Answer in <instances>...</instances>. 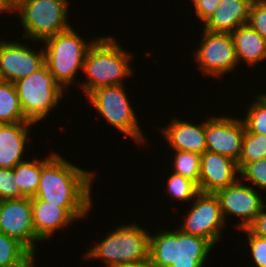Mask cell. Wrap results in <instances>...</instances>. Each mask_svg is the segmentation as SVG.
Returning a JSON list of instances; mask_svg holds the SVG:
<instances>
[{
	"label": "cell",
	"mask_w": 266,
	"mask_h": 267,
	"mask_svg": "<svg viewBox=\"0 0 266 267\" xmlns=\"http://www.w3.org/2000/svg\"><path fill=\"white\" fill-rule=\"evenodd\" d=\"M95 171L70 163L56 152L41 159L39 187L35 197L59 207H92Z\"/></svg>",
	"instance_id": "cell-1"
},
{
	"label": "cell",
	"mask_w": 266,
	"mask_h": 267,
	"mask_svg": "<svg viewBox=\"0 0 266 267\" xmlns=\"http://www.w3.org/2000/svg\"><path fill=\"white\" fill-rule=\"evenodd\" d=\"M113 36L99 37L85 55L83 74L87 80L78 84L86 96L101 87L124 84L126 77L134 72L130 62L134 53L122 47Z\"/></svg>",
	"instance_id": "cell-2"
},
{
	"label": "cell",
	"mask_w": 266,
	"mask_h": 267,
	"mask_svg": "<svg viewBox=\"0 0 266 267\" xmlns=\"http://www.w3.org/2000/svg\"><path fill=\"white\" fill-rule=\"evenodd\" d=\"M150 234L149 260L154 267H204L213 245L180 229Z\"/></svg>",
	"instance_id": "cell-3"
},
{
	"label": "cell",
	"mask_w": 266,
	"mask_h": 267,
	"mask_svg": "<svg viewBox=\"0 0 266 267\" xmlns=\"http://www.w3.org/2000/svg\"><path fill=\"white\" fill-rule=\"evenodd\" d=\"M98 38L96 36L87 42L71 26L42 42L45 44L43 45L45 64L66 93L69 92L68 88L76 79L77 74L80 71L83 72L85 55Z\"/></svg>",
	"instance_id": "cell-4"
},
{
	"label": "cell",
	"mask_w": 266,
	"mask_h": 267,
	"mask_svg": "<svg viewBox=\"0 0 266 267\" xmlns=\"http://www.w3.org/2000/svg\"><path fill=\"white\" fill-rule=\"evenodd\" d=\"M135 222L117 226L83 255L85 260H101L106 267L149 260L150 233Z\"/></svg>",
	"instance_id": "cell-5"
},
{
	"label": "cell",
	"mask_w": 266,
	"mask_h": 267,
	"mask_svg": "<svg viewBox=\"0 0 266 267\" xmlns=\"http://www.w3.org/2000/svg\"><path fill=\"white\" fill-rule=\"evenodd\" d=\"M68 0H21L12 7V13L19 16L24 40L45 41L71 27L68 23Z\"/></svg>",
	"instance_id": "cell-6"
},
{
	"label": "cell",
	"mask_w": 266,
	"mask_h": 267,
	"mask_svg": "<svg viewBox=\"0 0 266 267\" xmlns=\"http://www.w3.org/2000/svg\"><path fill=\"white\" fill-rule=\"evenodd\" d=\"M14 85L25 118L34 124L43 121L65 97L63 95L68 94L56 82L45 63Z\"/></svg>",
	"instance_id": "cell-7"
},
{
	"label": "cell",
	"mask_w": 266,
	"mask_h": 267,
	"mask_svg": "<svg viewBox=\"0 0 266 267\" xmlns=\"http://www.w3.org/2000/svg\"><path fill=\"white\" fill-rule=\"evenodd\" d=\"M125 84L98 88L87 95V100L95 107L107 123L143 145L147 140L140 127L135 109L127 96ZM142 130V131H141Z\"/></svg>",
	"instance_id": "cell-8"
},
{
	"label": "cell",
	"mask_w": 266,
	"mask_h": 267,
	"mask_svg": "<svg viewBox=\"0 0 266 267\" xmlns=\"http://www.w3.org/2000/svg\"><path fill=\"white\" fill-rule=\"evenodd\" d=\"M202 31V39L193 54L197 69L202 75L217 80L229 72H235L240 65L231 33Z\"/></svg>",
	"instance_id": "cell-9"
},
{
	"label": "cell",
	"mask_w": 266,
	"mask_h": 267,
	"mask_svg": "<svg viewBox=\"0 0 266 267\" xmlns=\"http://www.w3.org/2000/svg\"><path fill=\"white\" fill-rule=\"evenodd\" d=\"M191 208L183 216L178 229L208 240L213 246L221 240L222 228L227 224L223 218L220 201L215 193L199 192Z\"/></svg>",
	"instance_id": "cell-10"
},
{
	"label": "cell",
	"mask_w": 266,
	"mask_h": 267,
	"mask_svg": "<svg viewBox=\"0 0 266 267\" xmlns=\"http://www.w3.org/2000/svg\"><path fill=\"white\" fill-rule=\"evenodd\" d=\"M261 191L254 189L240 178L232 185L219 189L215 194L219 198L220 206L225 222L228 216L239 218L235 227L239 230L247 228L255 217L266 206Z\"/></svg>",
	"instance_id": "cell-11"
},
{
	"label": "cell",
	"mask_w": 266,
	"mask_h": 267,
	"mask_svg": "<svg viewBox=\"0 0 266 267\" xmlns=\"http://www.w3.org/2000/svg\"><path fill=\"white\" fill-rule=\"evenodd\" d=\"M0 232L17 239L35 257L37 238L33 225L30 197L0 201Z\"/></svg>",
	"instance_id": "cell-12"
},
{
	"label": "cell",
	"mask_w": 266,
	"mask_h": 267,
	"mask_svg": "<svg viewBox=\"0 0 266 267\" xmlns=\"http://www.w3.org/2000/svg\"><path fill=\"white\" fill-rule=\"evenodd\" d=\"M245 134L242 118L213 116L205 120V141L207 149L213 153L239 160Z\"/></svg>",
	"instance_id": "cell-13"
},
{
	"label": "cell",
	"mask_w": 266,
	"mask_h": 267,
	"mask_svg": "<svg viewBox=\"0 0 266 267\" xmlns=\"http://www.w3.org/2000/svg\"><path fill=\"white\" fill-rule=\"evenodd\" d=\"M33 51L28 44L15 41H0V78L8 82L29 76L44 63V50Z\"/></svg>",
	"instance_id": "cell-14"
},
{
	"label": "cell",
	"mask_w": 266,
	"mask_h": 267,
	"mask_svg": "<svg viewBox=\"0 0 266 267\" xmlns=\"http://www.w3.org/2000/svg\"><path fill=\"white\" fill-rule=\"evenodd\" d=\"M32 217L35 233L40 241L51 239L57 230L62 229L78 219L88 217L92 207H59L38 198H31Z\"/></svg>",
	"instance_id": "cell-15"
},
{
	"label": "cell",
	"mask_w": 266,
	"mask_h": 267,
	"mask_svg": "<svg viewBox=\"0 0 266 267\" xmlns=\"http://www.w3.org/2000/svg\"><path fill=\"white\" fill-rule=\"evenodd\" d=\"M237 162L221 154L205 151L201 154L199 191L216 193L234 184L240 177Z\"/></svg>",
	"instance_id": "cell-16"
},
{
	"label": "cell",
	"mask_w": 266,
	"mask_h": 267,
	"mask_svg": "<svg viewBox=\"0 0 266 267\" xmlns=\"http://www.w3.org/2000/svg\"><path fill=\"white\" fill-rule=\"evenodd\" d=\"M165 126L160 127L159 130L171 149L197 154H203L206 151L205 121L193 124V122L174 118Z\"/></svg>",
	"instance_id": "cell-17"
},
{
	"label": "cell",
	"mask_w": 266,
	"mask_h": 267,
	"mask_svg": "<svg viewBox=\"0 0 266 267\" xmlns=\"http://www.w3.org/2000/svg\"><path fill=\"white\" fill-rule=\"evenodd\" d=\"M33 125L32 122L0 124V168L13 169L17 164L28 160L23 156Z\"/></svg>",
	"instance_id": "cell-18"
},
{
	"label": "cell",
	"mask_w": 266,
	"mask_h": 267,
	"mask_svg": "<svg viewBox=\"0 0 266 267\" xmlns=\"http://www.w3.org/2000/svg\"><path fill=\"white\" fill-rule=\"evenodd\" d=\"M252 0H221L215 12L203 24L210 32L232 33L247 24Z\"/></svg>",
	"instance_id": "cell-19"
},
{
	"label": "cell",
	"mask_w": 266,
	"mask_h": 267,
	"mask_svg": "<svg viewBox=\"0 0 266 267\" xmlns=\"http://www.w3.org/2000/svg\"><path fill=\"white\" fill-rule=\"evenodd\" d=\"M231 35L239 64L244 61L254 68L256 64L266 60V40L251 26L243 24Z\"/></svg>",
	"instance_id": "cell-20"
},
{
	"label": "cell",
	"mask_w": 266,
	"mask_h": 267,
	"mask_svg": "<svg viewBox=\"0 0 266 267\" xmlns=\"http://www.w3.org/2000/svg\"><path fill=\"white\" fill-rule=\"evenodd\" d=\"M29 122L22 110L14 83L0 80V124Z\"/></svg>",
	"instance_id": "cell-21"
},
{
	"label": "cell",
	"mask_w": 266,
	"mask_h": 267,
	"mask_svg": "<svg viewBox=\"0 0 266 267\" xmlns=\"http://www.w3.org/2000/svg\"><path fill=\"white\" fill-rule=\"evenodd\" d=\"M34 260L22 243L0 232V267H28Z\"/></svg>",
	"instance_id": "cell-22"
},
{
	"label": "cell",
	"mask_w": 266,
	"mask_h": 267,
	"mask_svg": "<svg viewBox=\"0 0 266 267\" xmlns=\"http://www.w3.org/2000/svg\"><path fill=\"white\" fill-rule=\"evenodd\" d=\"M17 186L24 197H35L40 181L41 158L26 160L17 164L14 168Z\"/></svg>",
	"instance_id": "cell-23"
},
{
	"label": "cell",
	"mask_w": 266,
	"mask_h": 267,
	"mask_svg": "<svg viewBox=\"0 0 266 267\" xmlns=\"http://www.w3.org/2000/svg\"><path fill=\"white\" fill-rule=\"evenodd\" d=\"M266 158V135L250 133L245 129L241 155L237 161L239 171L247 164Z\"/></svg>",
	"instance_id": "cell-24"
},
{
	"label": "cell",
	"mask_w": 266,
	"mask_h": 267,
	"mask_svg": "<svg viewBox=\"0 0 266 267\" xmlns=\"http://www.w3.org/2000/svg\"><path fill=\"white\" fill-rule=\"evenodd\" d=\"M255 95L242 120L248 132L266 135V94Z\"/></svg>",
	"instance_id": "cell-25"
},
{
	"label": "cell",
	"mask_w": 266,
	"mask_h": 267,
	"mask_svg": "<svg viewBox=\"0 0 266 267\" xmlns=\"http://www.w3.org/2000/svg\"><path fill=\"white\" fill-rule=\"evenodd\" d=\"M173 173L186 177L199 185L201 154L190 151L174 150Z\"/></svg>",
	"instance_id": "cell-26"
},
{
	"label": "cell",
	"mask_w": 266,
	"mask_h": 267,
	"mask_svg": "<svg viewBox=\"0 0 266 267\" xmlns=\"http://www.w3.org/2000/svg\"><path fill=\"white\" fill-rule=\"evenodd\" d=\"M167 181V193L171 196V198L177 199V201L188 202L194 200L196 195L200 192L198 185L181 175L170 173Z\"/></svg>",
	"instance_id": "cell-27"
},
{
	"label": "cell",
	"mask_w": 266,
	"mask_h": 267,
	"mask_svg": "<svg viewBox=\"0 0 266 267\" xmlns=\"http://www.w3.org/2000/svg\"><path fill=\"white\" fill-rule=\"evenodd\" d=\"M239 173L242 181L245 183L248 181L252 187L255 185L256 189L261 188L259 190H264L266 193V158L245 165Z\"/></svg>",
	"instance_id": "cell-28"
},
{
	"label": "cell",
	"mask_w": 266,
	"mask_h": 267,
	"mask_svg": "<svg viewBox=\"0 0 266 267\" xmlns=\"http://www.w3.org/2000/svg\"><path fill=\"white\" fill-rule=\"evenodd\" d=\"M22 197L13 169L0 168V201Z\"/></svg>",
	"instance_id": "cell-29"
},
{
	"label": "cell",
	"mask_w": 266,
	"mask_h": 267,
	"mask_svg": "<svg viewBox=\"0 0 266 267\" xmlns=\"http://www.w3.org/2000/svg\"><path fill=\"white\" fill-rule=\"evenodd\" d=\"M247 24L266 40V1L252 2Z\"/></svg>",
	"instance_id": "cell-30"
},
{
	"label": "cell",
	"mask_w": 266,
	"mask_h": 267,
	"mask_svg": "<svg viewBox=\"0 0 266 267\" xmlns=\"http://www.w3.org/2000/svg\"><path fill=\"white\" fill-rule=\"evenodd\" d=\"M241 230L247 235L249 251L255 267H266V238L252 234L247 228Z\"/></svg>",
	"instance_id": "cell-31"
},
{
	"label": "cell",
	"mask_w": 266,
	"mask_h": 267,
	"mask_svg": "<svg viewBox=\"0 0 266 267\" xmlns=\"http://www.w3.org/2000/svg\"><path fill=\"white\" fill-rule=\"evenodd\" d=\"M195 7V14L203 24L215 12L221 0H190Z\"/></svg>",
	"instance_id": "cell-32"
},
{
	"label": "cell",
	"mask_w": 266,
	"mask_h": 267,
	"mask_svg": "<svg viewBox=\"0 0 266 267\" xmlns=\"http://www.w3.org/2000/svg\"><path fill=\"white\" fill-rule=\"evenodd\" d=\"M247 229L258 237L266 238V206L255 217V220L247 227Z\"/></svg>",
	"instance_id": "cell-33"
},
{
	"label": "cell",
	"mask_w": 266,
	"mask_h": 267,
	"mask_svg": "<svg viewBox=\"0 0 266 267\" xmlns=\"http://www.w3.org/2000/svg\"><path fill=\"white\" fill-rule=\"evenodd\" d=\"M109 267H154L150 260H146L140 263H135V264H131V263H125V264H115Z\"/></svg>",
	"instance_id": "cell-34"
},
{
	"label": "cell",
	"mask_w": 266,
	"mask_h": 267,
	"mask_svg": "<svg viewBox=\"0 0 266 267\" xmlns=\"http://www.w3.org/2000/svg\"><path fill=\"white\" fill-rule=\"evenodd\" d=\"M6 12L8 14L12 13V6L8 3L7 0H0V13L6 14Z\"/></svg>",
	"instance_id": "cell-35"
},
{
	"label": "cell",
	"mask_w": 266,
	"mask_h": 267,
	"mask_svg": "<svg viewBox=\"0 0 266 267\" xmlns=\"http://www.w3.org/2000/svg\"><path fill=\"white\" fill-rule=\"evenodd\" d=\"M7 1L13 7V6H15L21 0H7Z\"/></svg>",
	"instance_id": "cell-36"
},
{
	"label": "cell",
	"mask_w": 266,
	"mask_h": 267,
	"mask_svg": "<svg viewBox=\"0 0 266 267\" xmlns=\"http://www.w3.org/2000/svg\"><path fill=\"white\" fill-rule=\"evenodd\" d=\"M35 263H36V260H34L28 267H37Z\"/></svg>",
	"instance_id": "cell-37"
}]
</instances>
